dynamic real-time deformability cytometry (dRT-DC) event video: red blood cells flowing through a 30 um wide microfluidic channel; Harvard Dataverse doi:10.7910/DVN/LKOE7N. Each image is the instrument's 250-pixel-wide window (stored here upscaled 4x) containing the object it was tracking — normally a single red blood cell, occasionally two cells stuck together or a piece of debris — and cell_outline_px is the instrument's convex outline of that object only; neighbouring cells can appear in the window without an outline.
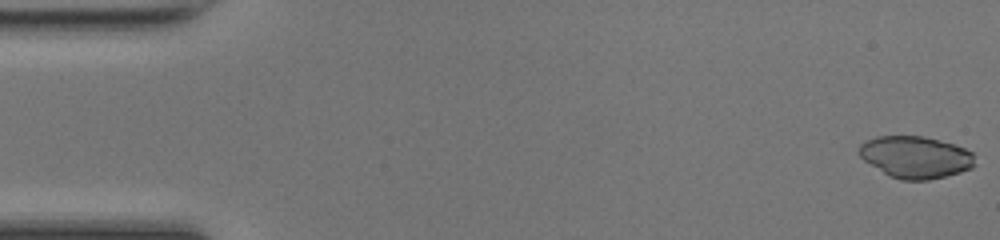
{"species": "common noctule bat (a hibernating species)", "species_latin": "Nyctalus noctula", "temperature_condition": "room temperature", "stored_images_in_passage": 48, "camera_frame_rate_fps": 3000, "um_per_image_px": 0.085, "animal": {"sex": "female", "body_mass_g": 17.0, "forearm_length_mm": 48.0}, "frame": {"image": 1, "passage_image": 1, "time_ms": 0.0, "image_size_px": [1000, 240], "cell_outline_px": [[972, 168], [960, 172], [928, 180], [900, 180], [888, 176], [864, 160], [860, 156], [860, 144], [876, 136], [924, 136], [952, 144], [964, 148], [972, 152]], "centroid_in_image_um": [77.79, 13.36], "position_along_channel_um": 7.2, "area_um2": 27.98}}